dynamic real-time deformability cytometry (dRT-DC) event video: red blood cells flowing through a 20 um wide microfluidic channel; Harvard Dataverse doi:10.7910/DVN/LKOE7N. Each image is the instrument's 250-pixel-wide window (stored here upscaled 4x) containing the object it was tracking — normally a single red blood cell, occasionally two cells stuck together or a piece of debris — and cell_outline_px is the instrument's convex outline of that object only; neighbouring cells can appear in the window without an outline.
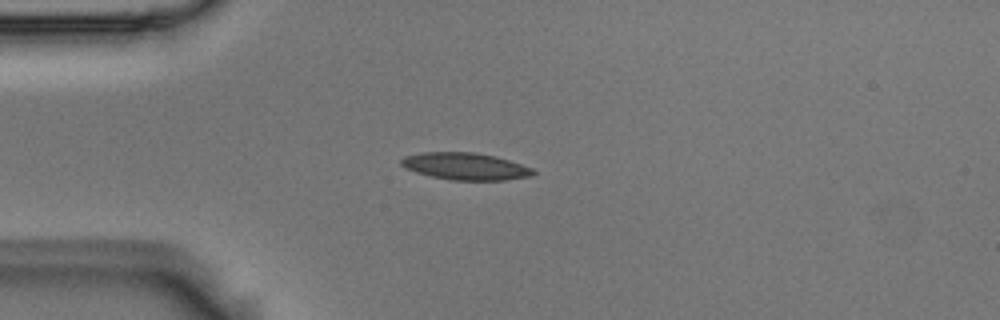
{"species": "Egyptian fruit bat (a non-hibernating species)", "species_latin": "Rousettus aegyptiacus", "temperature_condition": "room temperature", "stored_images_in_passage": 4, "camera_frame_rate_fps": 3000, "um_per_image_px": 0.085, "animal": {"sex": "male"}, "frame": {"image": 1, "passage_image": 3, "time_ms": 0.667, "image_size_px": [1000, 320], "cell_outline_px": [[536, 172], [532, 176], [504, 180], [452, 180], [432, 176], [416, 172], [404, 168], [400, 164], [400, 160], [404, 156], [424, 152], [472, 152], [496, 156], [532, 168]], "centroid_in_image_um": [39.54, 14.13], "position_along_channel_um": 45.5, "area_um2": 20.75}}